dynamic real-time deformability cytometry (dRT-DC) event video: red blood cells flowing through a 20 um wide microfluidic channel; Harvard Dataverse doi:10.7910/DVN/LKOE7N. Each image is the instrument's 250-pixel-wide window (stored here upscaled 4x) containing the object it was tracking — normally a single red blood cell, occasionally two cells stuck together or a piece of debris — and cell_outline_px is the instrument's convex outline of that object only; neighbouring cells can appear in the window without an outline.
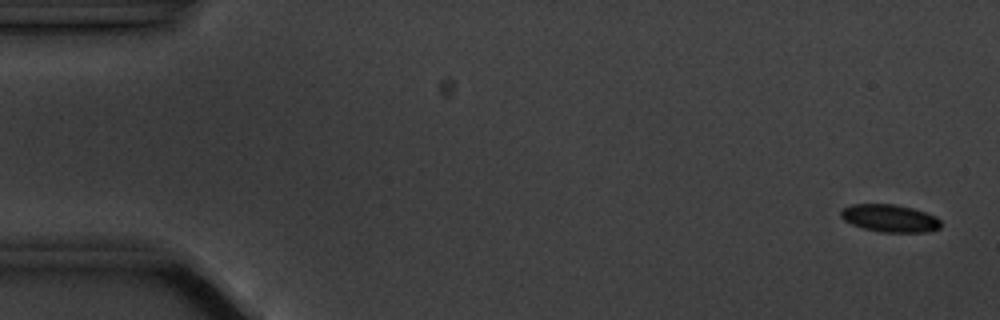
{"species": "common noctule bat (a hibernating species)", "species_latin": "Nyctalus noctula", "temperature_condition": "cold", "stored_images_in_passage": 5, "camera_frame_rate_fps": 3000, "um_per_image_px": 0.085, "animal": {"sex": "male", "body_mass_g": 20.1, "forearm_length_mm": 53.5}, "frame": {"image": 1, "passage_image": 1, "time_ms": 0.0, "image_size_px": [1000, 320], "cell_outline_px": [[940, 228], [928, 232], [880, 232], [864, 228], [852, 224], [844, 220], [840, 216], [840, 208], [852, 204], [896, 204], [912, 208], [936, 216], [940, 220]], "centroid_in_image_um": [75.61, 18.54], "position_along_channel_um": 9.4, "area_um2": 16.13}}
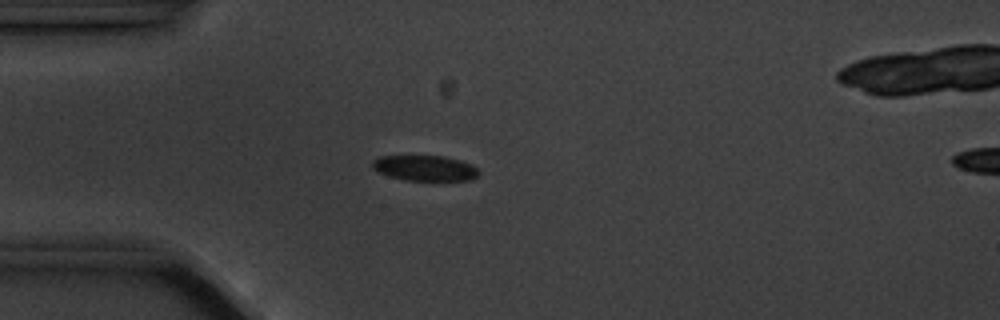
{"frame": {"image": 2, "passage_image": 4, "time_ms": 4.333, "image_size_px": [1000, 320], "cell_outline_px": [[480, 172], [476, 176], [468, 180], [404, 180], [388, 176], [372, 168], [372, 160], [380, 156], [444, 156], [460, 160], [472, 164]], "centroid_in_image_um": [36.1, 14.28], "position_along_channel_um": 48.9, "area_um2": 15.72}}